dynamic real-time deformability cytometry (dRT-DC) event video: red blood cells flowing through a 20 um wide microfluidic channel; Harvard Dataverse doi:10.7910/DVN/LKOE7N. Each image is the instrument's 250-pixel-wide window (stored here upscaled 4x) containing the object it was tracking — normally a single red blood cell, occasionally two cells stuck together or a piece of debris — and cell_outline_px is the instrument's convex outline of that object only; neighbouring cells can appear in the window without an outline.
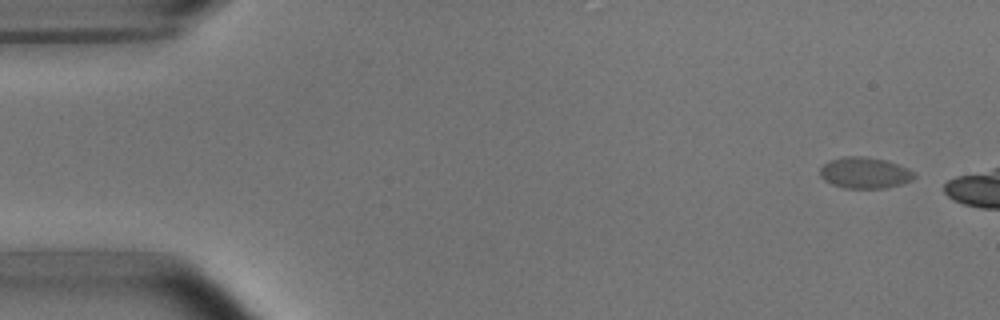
{"species": "common noctule bat (a hibernating species)", "species_latin": "Nyctalus noctula", "temperature_condition": "room temperature", "stored_images_in_passage": 6, "camera_frame_rate_fps": 3000, "um_per_image_px": 0.085, "animal": {"sex": "male", "body_mass_g": 15.6}, "frame": {"image": 1, "passage_image": 1, "time_ms": 0.0, "image_size_px": [1000, 320], "cell_outline_px": [[916, 176], [912, 180], [900, 184], [884, 188], [844, 188], [832, 184], [824, 180], [820, 176], [820, 168], [828, 160], [844, 156], [864, 156], [888, 160], [908, 168]], "centroid_in_image_um": [73.48, 14.68], "position_along_channel_um": 11.5, "area_um2": 17.22}}
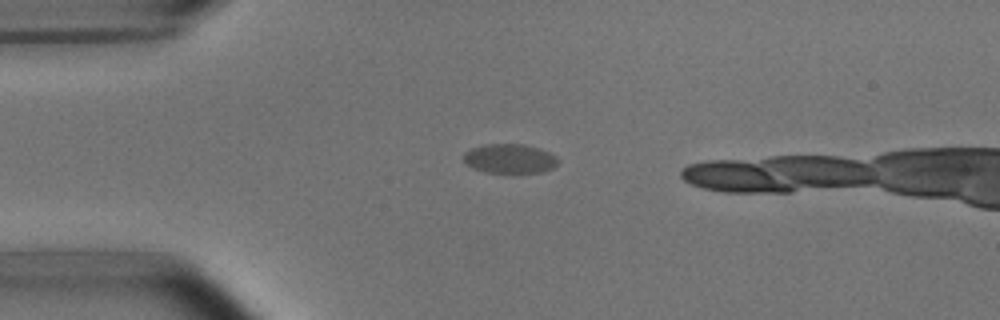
{"frame": {"image": 2, "passage_image": 4, "time_ms": 3.333, "image_size_px": [1000, 320], "cell_outline_px": [[560, 160], [552, 168], [540, 172], [484, 172], [472, 168], [464, 164], [464, 152], [472, 148], [484, 144], [524, 144], [540, 148], [556, 156]], "centroid_in_image_um": [43.3, 13.47], "position_along_channel_um": 41.7, "area_um2": 16.18}}